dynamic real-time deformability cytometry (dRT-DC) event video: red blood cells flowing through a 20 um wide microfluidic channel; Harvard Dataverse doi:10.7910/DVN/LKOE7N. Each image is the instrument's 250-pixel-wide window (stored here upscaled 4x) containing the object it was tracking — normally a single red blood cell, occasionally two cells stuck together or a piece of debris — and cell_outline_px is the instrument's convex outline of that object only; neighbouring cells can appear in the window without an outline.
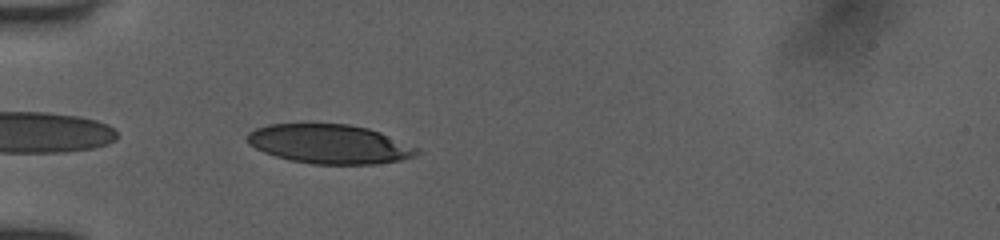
{"species": "human", "species_latin": "Homo sapiens", "temperature_condition": "room temperature", "stored_images_in_passage": 14, "camera_frame_rate_fps": 3000, "um_per_image_px": 0.085, "donor": {"sex": "female"}, "frame": {"image": 1, "passage_image": 3, "time_ms": 0.333, "image_size_px": [1000, 240], "cell_outline_px": [[420, 152], [416, 156], [400, 160], [372, 164], [312, 164], [292, 160], [276, 156], [264, 152], [248, 144], [244, 136], [248, 132], [256, 128], [268, 124], [348, 124], [368, 128], [380, 132], [420, 148]], "centroid_in_image_um": [28.01, 12.24], "position_along_channel_um": 57.0, "area_um2": 38.84}}
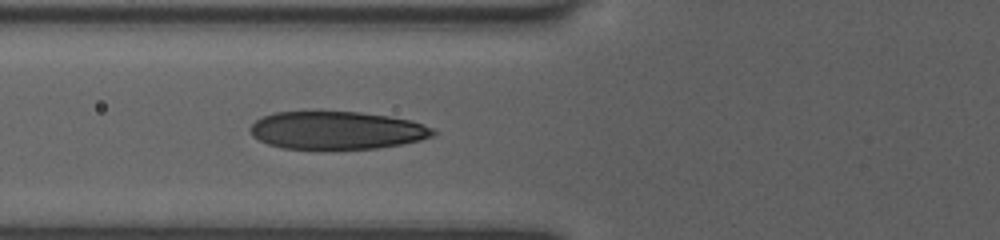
{"frame": {"image": 2, "passage_image": 11, "time_ms": 1.667, "image_size_px": [1000, 240], "cell_outline_px": [[440, 132], [432, 136], [420, 140], [400, 144], [376, 148], [328, 152], [284, 148], [268, 144], [252, 136], [248, 128], [256, 120], [264, 116], [276, 112], [320, 108], [360, 112], [388, 116], [412, 120], [432, 128]], "centroid_in_image_um": [28.58, 11.07], "position_along_channel_um": 97.2, "area_um2": 42.54}}